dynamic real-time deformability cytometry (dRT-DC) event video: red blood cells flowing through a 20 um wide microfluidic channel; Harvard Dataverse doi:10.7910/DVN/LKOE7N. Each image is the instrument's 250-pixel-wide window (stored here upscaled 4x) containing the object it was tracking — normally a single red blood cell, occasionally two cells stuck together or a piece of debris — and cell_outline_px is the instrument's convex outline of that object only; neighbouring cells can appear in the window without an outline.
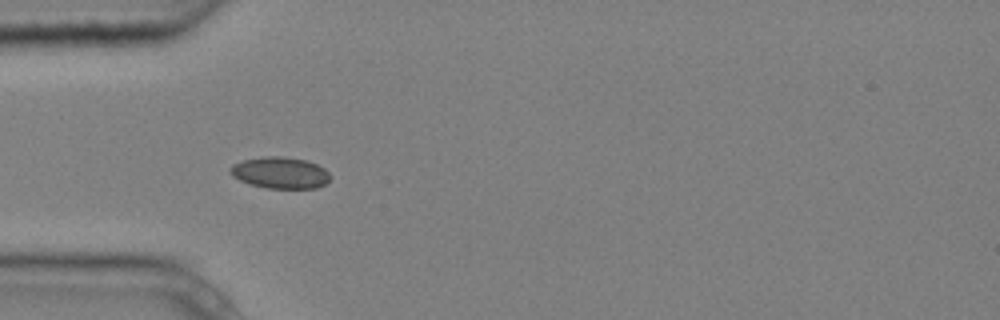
{"species": "common noctule bat (a hibernating species)", "species_latin": "Nyctalus noctula", "temperature_condition": "cold", "stored_images_in_passage": 6, "camera_frame_rate_fps": 3000, "um_per_image_px": 0.085, "animal": {"sex": "male", "body_mass_g": 20.4}, "frame": {"image": 1, "passage_image": 5, "time_ms": 1.333, "image_size_px": [1000, 320], "cell_outline_px": [[332, 176], [324, 184], [316, 188], [268, 188], [252, 184], [240, 180], [232, 176], [232, 164], [244, 160], [264, 156], [280, 156], [304, 160], [316, 164], [324, 168]], "centroid_in_image_um": [23.84, 14.68], "position_along_channel_um": 61.2, "area_um2": 18.03}}
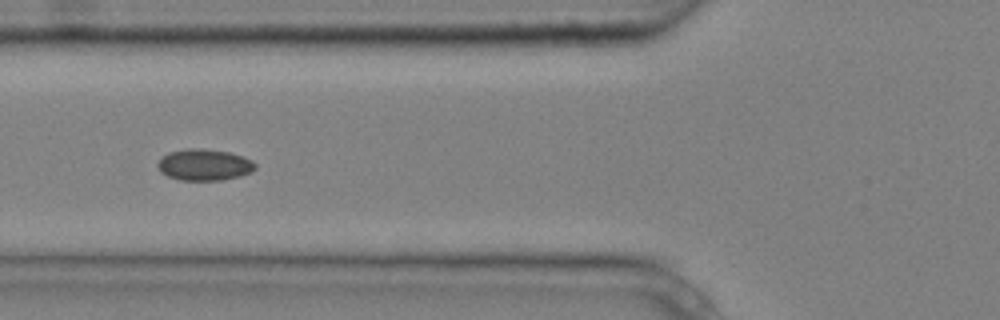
{"frame": {"image": 2, "passage_image": 6, "time_ms": 1.667, "image_size_px": [1000, 320], "cell_outline_px": [[256, 168], [252, 172], [240, 176], [224, 180], [180, 180], [168, 176], [160, 172], [156, 164], [168, 152], [188, 148], [196, 148], [228, 152], [244, 156], [252, 160], [256, 164]], "centroid_in_image_um": [17.38, 14.01], "position_along_channel_um": 108.4, "area_um2": 17.92}}